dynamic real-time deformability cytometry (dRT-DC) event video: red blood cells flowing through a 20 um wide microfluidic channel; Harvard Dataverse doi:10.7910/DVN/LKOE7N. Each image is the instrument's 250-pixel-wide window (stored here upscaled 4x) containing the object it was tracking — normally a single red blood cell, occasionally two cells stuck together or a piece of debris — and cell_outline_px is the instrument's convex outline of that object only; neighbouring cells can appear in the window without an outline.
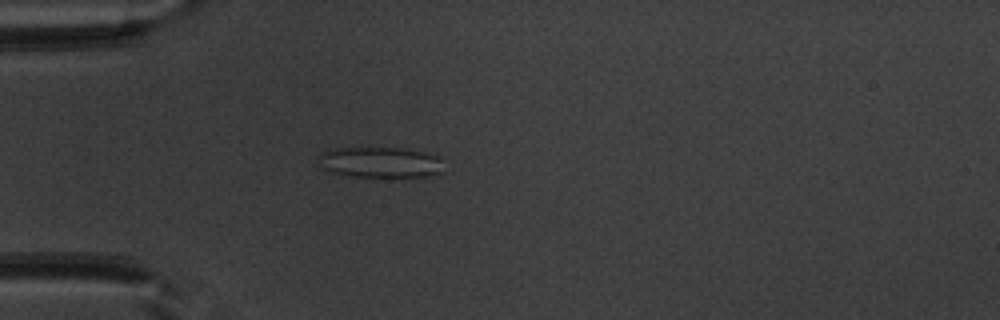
{"species": "common noctule bat (a hibernating species)", "species_latin": "Nyctalus noctula", "temperature_condition": "warm", "stored_images_in_passage": 51, "camera_frame_rate_fps": 3000, "um_per_image_px": 0.085, "animal": {"sex": "male", "body_mass_g": 20.1, "forearm_length_mm": 53.5}, "frame": {"image": 1, "passage_image": 15, "time_ms": 4.667, "image_size_px": [1000, 320], "cell_outline_px": [[440, 172], [424, 176], [352, 176], [328, 172], [324, 168], [320, 156], [320, 152], [336, 148], [368, 144], [400, 148], [424, 152], [436, 156], [440, 160]], "centroid_in_image_um": [32.23, 13.73], "position_along_channel_um": 52.8, "area_um2": 22.66}}
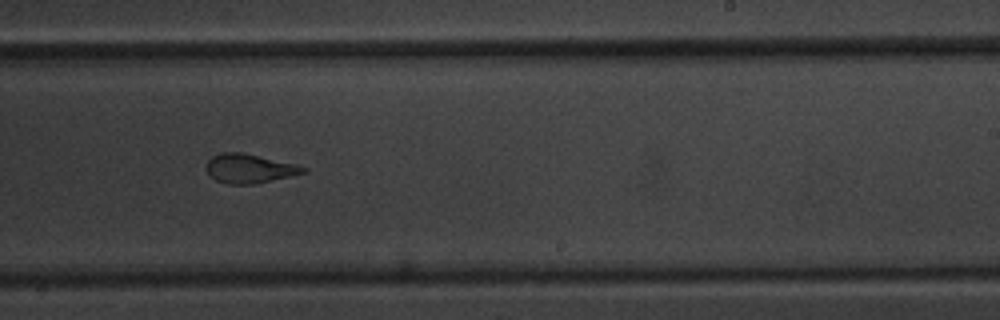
{"frame": {"image": 2, "passage_image": 32, "time_ms": 10.333, "image_size_px": [1000, 320], "cell_outline_px": [[308, 172], [256, 184], [228, 184], [216, 180], [208, 172], [208, 160], [212, 156], [220, 152], [240, 152], [296, 164], [308, 168]], "centroid_in_image_um": [21.24, 14.33], "position_along_channel_um": 267.8, "area_um2": 16.3}}
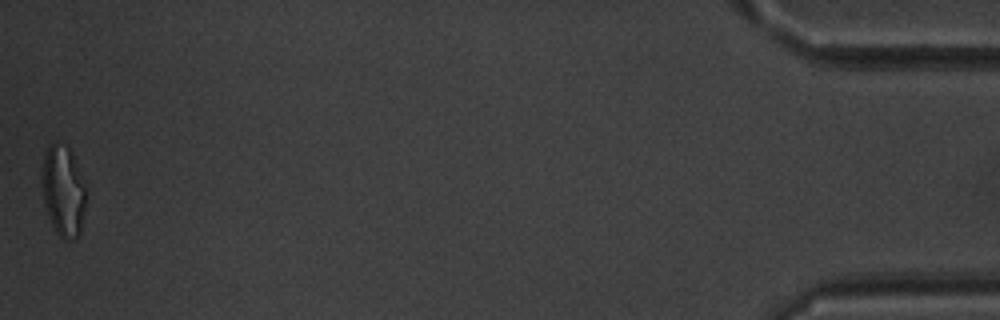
{"frame": {"image": 3, "passage_image": 51, "time_ms": 16.667, "image_size_px": [1000, 320], "cell_outline_px": [[84, 208], [80, 232], [72, 240], [64, 240], [56, 232], [52, 224], [44, 204], [40, 176], [44, 156], [48, 144], [56, 140], [68, 148], [72, 156], [84, 184]], "centroid_in_image_um": [5.32, 16.21], "position_along_channel_um": 429.9, "area_um2": 23.0}, "authors_computed_cell_mechanics": {"area_um2": 18.8428, "velocity_mm_per_s": 3.9854, "shape_relaxation_time_tau1_ms": null, "shape_relaxation_time_tau2_ms": 1.4584, "deformation_change_tau1": null, "deformation_change_tau2": 0.1098}}